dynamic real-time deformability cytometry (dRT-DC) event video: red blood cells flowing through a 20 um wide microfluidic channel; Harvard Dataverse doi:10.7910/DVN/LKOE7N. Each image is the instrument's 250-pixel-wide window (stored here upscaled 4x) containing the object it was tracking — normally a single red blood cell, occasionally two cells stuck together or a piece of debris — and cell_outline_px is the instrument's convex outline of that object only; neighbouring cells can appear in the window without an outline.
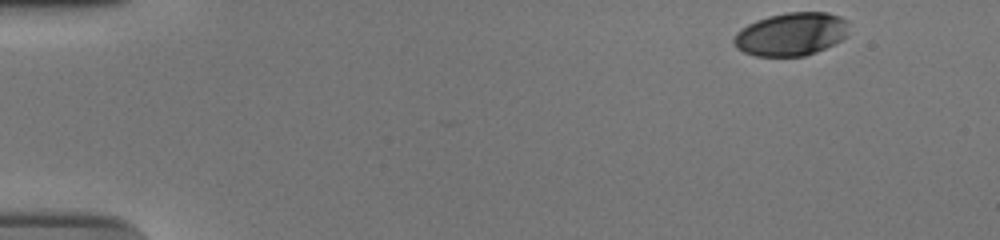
{"species": "human", "species_latin": "Homo sapiens", "temperature_condition": "cold", "stored_images_in_passage": 45, "camera_frame_rate_fps": 3000, "um_per_image_px": 0.085, "donor": {"sex": "male"}, "frame": {"image": 1, "passage_image": 1, "time_ms": 0.0, "image_size_px": [1000, 240], "cell_outline_px": [[848, 36], [816, 52], [804, 56], [756, 56], [744, 52], [736, 48], [732, 40], [736, 32], [740, 28], [756, 20], [768, 16], [788, 12], [828, 12], [840, 16], [848, 20]], "centroid_in_image_um": [67.24, 2.89], "position_along_channel_um": 17.8, "area_um2": 29.13}}
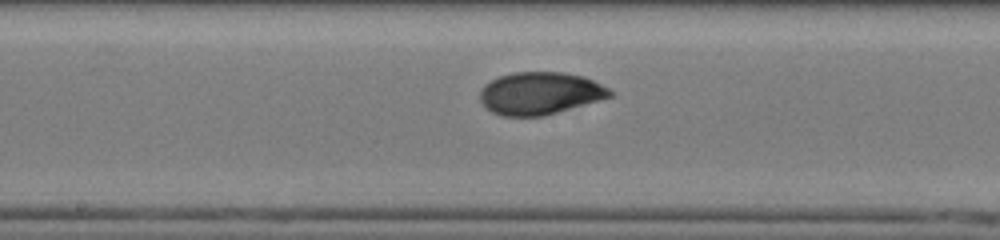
{"frame": {"image": 2, "passage_image": 26, "time_ms": 8.333, "image_size_px": [1000, 240], "cell_outline_px": [[612, 96], [600, 100], [544, 116], [504, 116], [492, 112], [480, 100], [480, 92], [484, 84], [500, 76], [512, 72], [564, 72], [584, 76], [608, 88], [612, 92]], "centroid_in_image_um": [45.9, 7.92], "position_along_channel_um": 202.3, "area_um2": 32.02}}
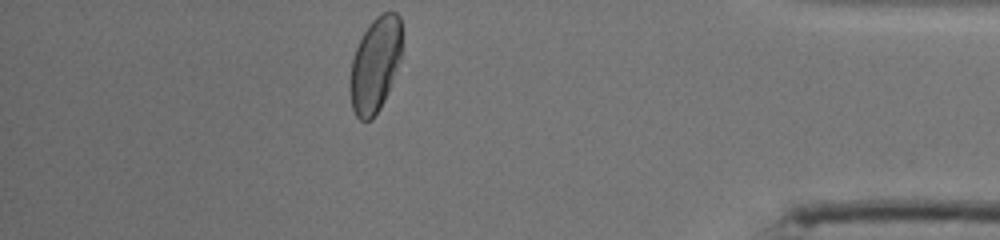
{"frame": {"image": 3, "passage_image": 45, "time_ms": 14.667, "image_size_px": [1000, 240], "cell_outline_px": [[400, 56], [396, 68], [384, 100], [380, 108], [372, 120], [360, 120], [356, 116], [352, 108], [348, 88], [348, 84], [352, 60], [356, 48], [364, 32], [372, 20], [376, 16], [384, 12], [396, 12], [400, 16]], "centroid_in_image_um": [31.84, 5.52], "position_along_channel_um": 403.4, "area_um2": 28.32}, "authors_computed_cell_mechanics": {"area_um2": 31.212, "velocity_mm_per_s": 3.7291, "shape_relaxation_time_tau1_ms": 6.0142, "shape_relaxation_time_tau2_ms": 1.1097, "deformation_change_tau1": 0.1764, "deformation_change_tau2": 0.0411}}